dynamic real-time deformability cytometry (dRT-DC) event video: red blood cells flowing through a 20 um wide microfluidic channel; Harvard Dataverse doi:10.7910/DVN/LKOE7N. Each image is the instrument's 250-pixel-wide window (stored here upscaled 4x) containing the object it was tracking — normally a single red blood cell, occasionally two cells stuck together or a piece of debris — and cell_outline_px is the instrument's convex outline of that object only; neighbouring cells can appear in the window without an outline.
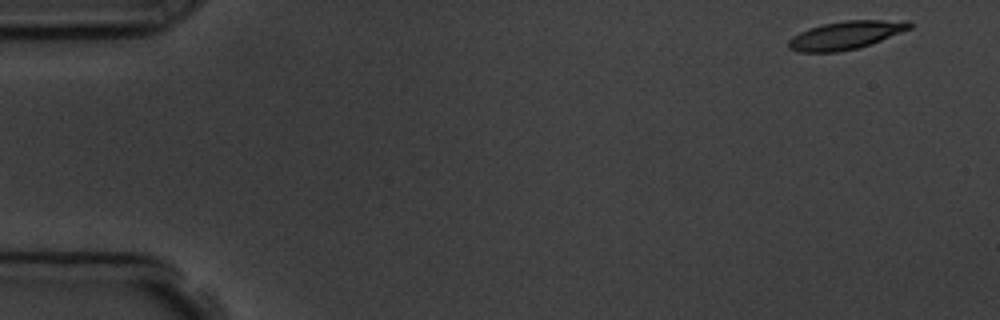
{"species": "common noctule bat (a hibernating species)", "species_latin": "Nyctalus noctula", "temperature_condition": "room temperature", "stored_images_in_passage": 5, "segment_of_instrument_passage": [2, 2], "camera_frame_rate_fps": 3000, "um_per_image_px": 0.085, "animal": {"sex": "male", "body_mass_g": 19.5, "forearm_length_mm": 54.6}, "frame": {"image": 1, "passage_image": 5, "time_ms": 4.667, "image_size_px": [1000, 320], "cell_outline_px": [[912, 28], [860, 48], [840, 52], [800, 52], [788, 48], [788, 40], [792, 36], [808, 28], [824, 24], [844, 20], [908, 20], [912, 24]], "centroid_in_image_um": [71.89, 2.99], "position_along_channel_um": 13.1, "area_um2": 20.0}}